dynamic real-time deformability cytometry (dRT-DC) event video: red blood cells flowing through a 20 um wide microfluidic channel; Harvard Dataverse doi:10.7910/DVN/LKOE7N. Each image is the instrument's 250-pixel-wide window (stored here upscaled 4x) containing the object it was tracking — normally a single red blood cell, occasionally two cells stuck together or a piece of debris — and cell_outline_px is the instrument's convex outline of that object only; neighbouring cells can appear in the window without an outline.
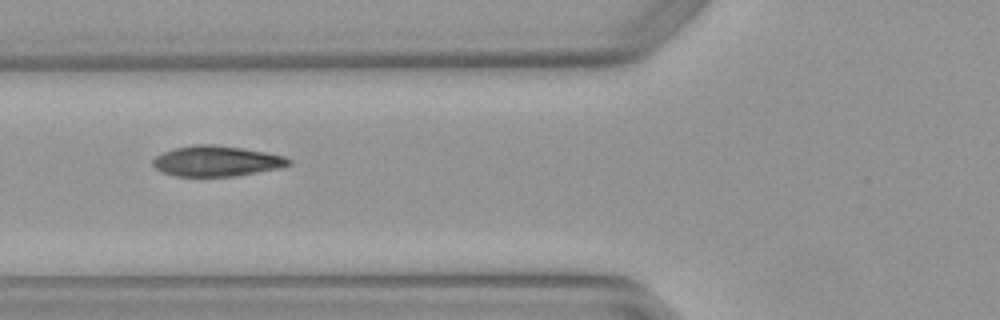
{"species": "Egyptian fruit bat (a non-hibernating species)", "species_latin": "Rousettus aegyptiacus", "temperature_condition": "warm", "stored_images_in_passage": 4, "camera_frame_rate_fps": 3000, "um_per_image_px": 0.085, "animal": {"sex": "female"}, "frame": {"image": 1, "passage_image": 3, "time_ms": 0.667, "image_size_px": [1000, 320], "cell_outline_px": [[292, 164], [280, 168], [236, 176], [172, 176], [156, 168], [152, 164], [152, 160], [156, 156], [164, 152], [176, 148], [192, 144], [212, 144], [240, 148], [264, 152], [284, 156], [292, 160]], "centroid_in_image_um": [18.42, 13.69], "position_along_channel_um": 107.4, "area_um2": 24.04}}